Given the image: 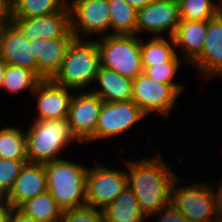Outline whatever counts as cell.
<instances>
[{"label":"cell","mask_w":222,"mask_h":222,"mask_svg":"<svg viewBox=\"0 0 222 222\" xmlns=\"http://www.w3.org/2000/svg\"><path fill=\"white\" fill-rule=\"evenodd\" d=\"M180 54H177L170 62L163 63L162 65H155L154 67L143 68V73H145L149 78L169 85H182L176 83L173 79L179 71L180 67Z\"/></svg>","instance_id":"f1b7e54d"},{"label":"cell","mask_w":222,"mask_h":222,"mask_svg":"<svg viewBox=\"0 0 222 222\" xmlns=\"http://www.w3.org/2000/svg\"><path fill=\"white\" fill-rule=\"evenodd\" d=\"M47 190L62 211L86 206L87 167L59 159L44 164Z\"/></svg>","instance_id":"3957f363"},{"label":"cell","mask_w":222,"mask_h":222,"mask_svg":"<svg viewBox=\"0 0 222 222\" xmlns=\"http://www.w3.org/2000/svg\"><path fill=\"white\" fill-rule=\"evenodd\" d=\"M8 193L0 188V207H9Z\"/></svg>","instance_id":"74e56055"},{"label":"cell","mask_w":222,"mask_h":222,"mask_svg":"<svg viewBox=\"0 0 222 222\" xmlns=\"http://www.w3.org/2000/svg\"><path fill=\"white\" fill-rule=\"evenodd\" d=\"M13 207H0V222H10Z\"/></svg>","instance_id":"d590c367"},{"label":"cell","mask_w":222,"mask_h":222,"mask_svg":"<svg viewBox=\"0 0 222 222\" xmlns=\"http://www.w3.org/2000/svg\"><path fill=\"white\" fill-rule=\"evenodd\" d=\"M183 90V85L163 84L141 73L133 79L132 100L147 116L151 112H157L163 117H169L174 103Z\"/></svg>","instance_id":"52a82bcc"},{"label":"cell","mask_w":222,"mask_h":222,"mask_svg":"<svg viewBox=\"0 0 222 222\" xmlns=\"http://www.w3.org/2000/svg\"><path fill=\"white\" fill-rule=\"evenodd\" d=\"M181 20L208 21L222 11V0L218 3L212 0H178Z\"/></svg>","instance_id":"83f0119b"},{"label":"cell","mask_w":222,"mask_h":222,"mask_svg":"<svg viewBox=\"0 0 222 222\" xmlns=\"http://www.w3.org/2000/svg\"><path fill=\"white\" fill-rule=\"evenodd\" d=\"M11 22L30 41L35 38L43 40L75 38L70 30L69 10H60L52 14L32 18L11 17Z\"/></svg>","instance_id":"4fadbf2b"},{"label":"cell","mask_w":222,"mask_h":222,"mask_svg":"<svg viewBox=\"0 0 222 222\" xmlns=\"http://www.w3.org/2000/svg\"><path fill=\"white\" fill-rule=\"evenodd\" d=\"M177 54L173 37L152 36L146 42L141 38L142 68L170 62Z\"/></svg>","instance_id":"7402d4cb"},{"label":"cell","mask_w":222,"mask_h":222,"mask_svg":"<svg viewBox=\"0 0 222 222\" xmlns=\"http://www.w3.org/2000/svg\"><path fill=\"white\" fill-rule=\"evenodd\" d=\"M207 35V21H184L173 35L176 50L181 49L184 59L191 64L202 52ZM186 56V57H185Z\"/></svg>","instance_id":"ffe728a7"},{"label":"cell","mask_w":222,"mask_h":222,"mask_svg":"<svg viewBox=\"0 0 222 222\" xmlns=\"http://www.w3.org/2000/svg\"><path fill=\"white\" fill-rule=\"evenodd\" d=\"M28 160L0 158V188L9 193L22 167Z\"/></svg>","instance_id":"f546056e"},{"label":"cell","mask_w":222,"mask_h":222,"mask_svg":"<svg viewBox=\"0 0 222 222\" xmlns=\"http://www.w3.org/2000/svg\"><path fill=\"white\" fill-rule=\"evenodd\" d=\"M159 215L158 220L154 222H189L176 208L171 204L161 208L155 214L150 216Z\"/></svg>","instance_id":"1f68e13d"},{"label":"cell","mask_w":222,"mask_h":222,"mask_svg":"<svg viewBox=\"0 0 222 222\" xmlns=\"http://www.w3.org/2000/svg\"><path fill=\"white\" fill-rule=\"evenodd\" d=\"M204 78L222 76V11L207 21L201 54L192 62Z\"/></svg>","instance_id":"2e32d148"},{"label":"cell","mask_w":222,"mask_h":222,"mask_svg":"<svg viewBox=\"0 0 222 222\" xmlns=\"http://www.w3.org/2000/svg\"><path fill=\"white\" fill-rule=\"evenodd\" d=\"M45 191L47 175L44 164L27 162L8 193L9 204L13 208H19L26 201Z\"/></svg>","instance_id":"e0dca14e"},{"label":"cell","mask_w":222,"mask_h":222,"mask_svg":"<svg viewBox=\"0 0 222 222\" xmlns=\"http://www.w3.org/2000/svg\"><path fill=\"white\" fill-rule=\"evenodd\" d=\"M127 185L137 197L141 212L148 219L170 204L171 188L177 178L160 153L148 159L126 160Z\"/></svg>","instance_id":"6da1fadb"},{"label":"cell","mask_w":222,"mask_h":222,"mask_svg":"<svg viewBox=\"0 0 222 222\" xmlns=\"http://www.w3.org/2000/svg\"><path fill=\"white\" fill-rule=\"evenodd\" d=\"M18 209L39 222H61L63 212L48 190L26 201Z\"/></svg>","instance_id":"603a6c76"},{"label":"cell","mask_w":222,"mask_h":222,"mask_svg":"<svg viewBox=\"0 0 222 222\" xmlns=\"http://www.w3.org/2000/svg\"><path fill=\"white\" fill-rule=\"evenodd\" d=\"M73 89L55 84L51 79L42 80L33 94L37 97L35 120L67 119Z\"/></svg>","instance_id":"9a60e30c"},{"label":"cell","mask_w":222,"mask_h":222,"mask_svg":"<svg viewBox=\"0 0 222 222\" xmlns=\"http://www.w3.org/2000/svg\"><path fill=\"white\" fill-rule=\"evenodd\" d=\"M220 185L217 186L216 191L213 189L215 195L216 208L219 215H222V181Z\"/></svg>","instance_id":"e575fe53"},{"label":"cell","mask_w":222,"mask_h":222,"mask_svg":"<svg viewBox=\"0 0 222 222\" xmlns=\"http://www.w3.org/2000/svg\"><path fill=\"white\" fill-rule=\"evenodd\" d=\"M68 9L70 30L75 39L83 38L84 34H98V37L99 34L101 37L110 35L108 0H73L68 4Z\"/></svg>","instance_id":"ba28073f"},{"label":"cell","mask_w":222,"mask_h":222,"mask_svg":"<svg viewBox=\"0 0 222 222\" xmlns=\"http://www.w3.org/2000/svg\"><path fill=\"white\" fill-rule=\"evenodd\" d=\"M102 105L103 100L89 90L73 94L67 119L80 143L96 141V126Z\"/></svg>","instance_id":"30bf717a"},{"label":"cell","mask_w":222,"mask_h":222,"mask_svg":"<svg viewBox=\"0 0 222 222\" xmlns=\"http://www.w3.org/2000/svg\"><path fill=\"white\" fill-rule=\"evenodd\" d=\"M129 5H131L136 10H139L152 2L153 0H125Z\"/></svg>","instance_id":"8d00e7d4"},{"label":"cell","mask_w":222,"mask_h":222,"mask_svg":"<svg viewBox=\"0 0 222 222\" xmlns=\"http://www.w3.org/2000/svg\"><path fill=\"white\" fill-rule=\"evenodd\" d=\"M25 132L28 162L45 164L61 159L58 155L72 143L73 135L68 119L33 120Z\"/></svg>","instance_id":"277c9868"},{"label":"cell","mask_w":222,"mask_h":222,"mask_svg":"<svg viewBox=\"0 0 222 222\" xmlns=\"http://www.w3.org/2000/svg\"><path fill=\"white\" fill-rule=\"evenodd\" d=\"M99 89L90 90L103 102L115 103L132 100L133 79L122 76L104 67L99 68L95 78Z\"/></svg>","instance_id":"d6986e66"},{"label":"cell","mask_w":222,"mask_h":222,"mask_svg":"<svg viewBox=\"0 0 222 222\" xmlns=\"http://www.w3.org/2000/svg\"><path fill=\"white\" fill-rule=\"evenodd\" d=\"M147 115L133 101L103 102L96 126V140L109 139L130 130Z\"/></svg>","instance_id":"7c38bea8"},{"label":"cell","mask_w":222,"mask_h":222,"mask_svg":"<svg viewBox=\"0 0 222 222\" xmlns=\"http://www.w3.org/2000/svg\"><path fill=\"white\" fill-rule=\"evenodd\" d=\"M105 222H144L137 197L127 185L117 198L102 209Z\"/></svg>","instance_id":"44dd1931"},{"label":"cell","mask_w":222,"mask_h":222,"mask_svg":"<svg viewBox=\"0 0 222 222\" xmlns=\"http://www.w3.org/2000/svg\"><path fill=\"white\" fill-rule=\"evenodd\" d=\"M33 44L12 23L0 25V57L6 64L27 68L38 75Z\"/></svg>","instance_id":"5bb4252c"},{"label":"cell","mask_w":222,"mask_h":222,"mask_svg":"<svg viewBox=\"0 0 222 222\" xmlns=\"http://www.w3.org/2000/svg\"><path fill=\"white\" fill-rule=\"evenodd\" d=\"M11 22V0H0V25Z\"/></svg>","instance_id":"d6a6232c"},{"label":"cell","mask_w":222,"mask_h":222,"mask_svg":"<svg viewBox=\"0 0 222 222\" xmlns=\"http://www.w3.org/2000/svg\"><path fill=\"white\" fill-rule=\"evenodd\" d=\"M75 38H57L43 40L35 38L33 44V57L36 59L38 76L42 80L52 79L59 71L66 56L69 45Z\"/></svg>","instance_id":"ac0fdd59"},{"label":"cell","mask_w":222,"mask_h":222,"mask_svg":"<svg viewBox=\"0 0 222 222\" xmlns=\"http://www.w3.org/2000/svg\"><path fill=\"white\" fill-rule=\"evenodd\" d=\"M178 181L179 177L173 181L170 204L189 222H213L219 215L213 192L216 182H193L179 187Z\"/></svg>","instance_id":"8992f818"},{"label":"cell","mask_w":222,"mask_h":222,"mask_svg":"<svg viewBox=\"0 0 222 222\" xmlns=\"http://www.w3.org/2000/svg\"><path fill=\"white\" fill-rule=\"evenodd\" d=\"M110 35H136L137 10L125 0H108Z\"/></svg>","instance_id":"cb8c5ba5"},{"label":"cell","mask_w":222,"mask_h":222,"mask_svg":"<svg viewBox=\"0 0 222 222\" xmlns=\"http://www.w3.org/2000/svg\"><path fill=\"white\" fill-rule=\"evenodd\" d=\"M95 40L101 67L131 79L143 73L140 36L108 35Z\"/></svg>","instance_id":"5b68a950"},{"label":"cell","mask_w":222,"mask_h":222,"mask_svg":"<svg viewBox=\"0 0 222 222\" xmlns=\"http://www.w3.org/2000/svg\"><path fill=\"white\" fill-rule=\"evenodd\" d=\"M213 222H222V215H218Z\"/></svg>","instance_id":"ab89813d"},{"label":"cell","mask_w":222,"mask_h":222,"mask_svg":"<svg viewBox=\"0 0 222 222\" xmlns=\"http://www.w3.org/2000/svg\"><path fill=\"white\" fill-rule=\"evenodd\" d=\"M61 222H105L101 209L84 206L66 209L62 212Z\"/></svg>","instance_id":"4dcf8cb0"},{"label":"cell","mask_w":222,"mask_h":222,"mask_svg":"<svg viewBox=\"0 0 222 222\" xmlns=\"http://www.w3.org/2000/svg\"><path fill=\"white\" fill-rule=\"evenodd\" d=\"M41 81L42 79L35 72L24 67L7 64L2 89L16 95L26 90L33 93Z\"/></svg>","instance_id":"484cf974"},{"label":"cell","mask_w":222,"mask_h":222,"mask_svg":"<svg viewBox=\"0 0 222 222\" xmlns=\"http://www.w3.org/2000/svg\"><path fill=\"white\" fill-rule=\"evenodd\" d=\"M66 4H69L70 2H72L73 0H64ZM68 2V3H67Z\"/></svg>","instance_id":"60d3db41"},{"label":"cell","mask_w":222,"mask_h":222,"mask_svg":"<svg viewBox=\"0 0 222 222\" xmlns=\"http://www.w3.org/2000/svg\"><path fill=\"white\" fill-rule=\"evenodd\" d=\"M127 186L126 170L95 165L87 170L86 206L103 209Z\"/></svg>","instance_id":"9c48e42d"},{"label":"cell","mask_w":222,"mask_h":222,"mask_svg":"<svg viewBox=\"0 0 222 222\" xmlns=\"http://www.w3.org/2000/svg\"><path fill=\"white\" fill-rule=\"evenodd\" d=\"M99 68L100 54L97 41L74 39L68 47L59 71L51 80L73 91H83L95 82Z\"/></svg>","instance_id":"7a4b0ae2"},{"label":"cell","mask_w":222,"mask_h":222,"mask_svg":"<svg viewBox=\"0 0 222 222\" xmlns=\"http://www.w3.org/2000/svg\"><path fill=\"white\" fill-rule=\"evenodd\" d=\"M69 10L64 0H11V17H39Z\"/></svg>","instance_id":"d4e9b609"},{"label":"cell","mask_w":222,"mask_h":222,"mask_svg":"<svg viewBox=\"0 0 222 222\" xmlns=\"http://www.w3.org/2000/svg\"><path fill=\"white\" fill-rule=\"evenodd\" d=\"M181 21L178 0H153L137 10L136 35L147 31L161 37L169 30L168 36L173 37Z\"/></svg>","instance_id":"8fae6325"},{"label":"cell","mask_w":222,"mask_h":222,"mask_svg":"<svg viewBox=\"0 0 222 222\" xmlns=\"http://www.w3.org/2000/svg\"><path fill=\"white\" fill-rule=\"evenodd\" d=\"M0 158L28 160L26 133L18 127H5L0 130Z\"/></svg>","instance_id":"4316f807"},{"label":"cell","mask_w":222,"mask_h":222,"mask_svg":"<svg viewBox=\"0 0 222 222\" xmlns=\"http://www.w3.org/2000/svg\"><path fill=\"white\" fill-rule=\"evenodd\" d=\"M6 66H7L6 62L0 57V89H2Z\"/></svg>","instance_id":"f35d334b"},{"label":"cell","mask_w":222,"mask_h":222,"mask_svg":"<svg viewBox=\"0 0 222 222\" xmlns=\"http://www.w3.org/2000/svg\"><path fill=\"white\" fill-rule=\"evenodd\" d=\"M10 222H39L36 219L25 215L18 208L12 209Z\"/></svg>","instance_id":"836d02e7"}]
</instances>
